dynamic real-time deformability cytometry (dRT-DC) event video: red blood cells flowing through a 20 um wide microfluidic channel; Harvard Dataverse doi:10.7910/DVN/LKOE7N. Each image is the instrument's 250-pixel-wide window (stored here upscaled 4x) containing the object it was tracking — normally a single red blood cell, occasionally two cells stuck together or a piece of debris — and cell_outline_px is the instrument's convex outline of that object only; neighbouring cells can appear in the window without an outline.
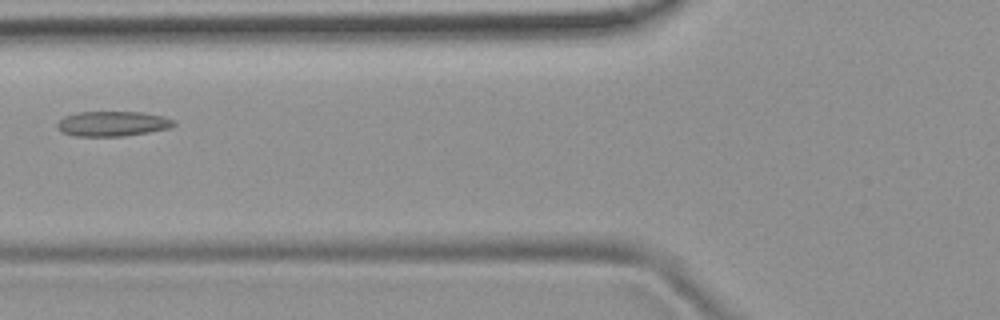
{"species": "common noctule bat (a hibernating species)", "species_latin": "Nyctalus noctula", "temperature_condition": "room temperature", "stored_images_in_passage": 3, "camera_frame_rate_fps": 3000, "um_per_image_px": 0.085, "animal": {"sex": "female", "body_mass_g": 19.9}, "frame": {"image": 1, "passage_image": 2, "time_ms": 1.333, "image_size_px": [1000, 320], "cell_outline_px": [[176, 124], [168, 128], [148, 132], [124, 136], [72, 136], [60, 132], [56, 128], [56, 124], [64, 116], [76, 112], [140, 112], [164, 116], [172, 120]], "centroid_in_image_um": [9.49, 10.52], "position_along_channel_um": 116.3, "area_um2": 17.05}}
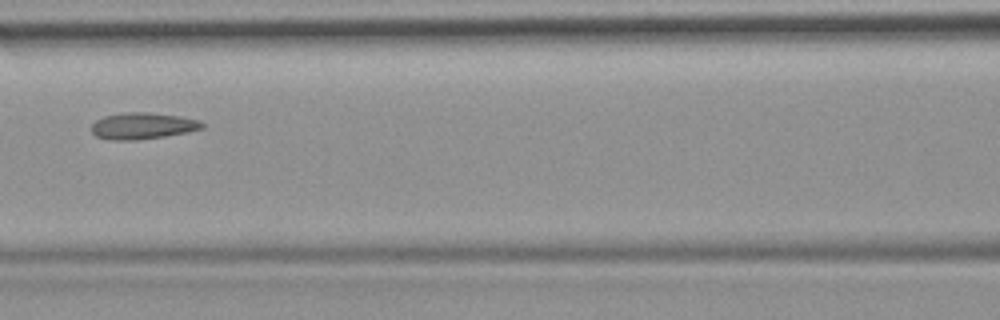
{"frame": {"image": 2, "passage_image": 3, "time_ms": 2.333, "image_size_px": [1000, 320], "cell_outline_px": [[204, 128], [164, 136], [136, 140], [112, 140], [96, 136], [92, 132], [92, 124], [96, 120], [104, 116], [124, 112], [148, 112], [180, 116], [200, 120], [204, 124]], "centroid_in_image_um": [12.11, 10.69], "position_along_channel_um": 154.5, "area_um2": 16.99}}